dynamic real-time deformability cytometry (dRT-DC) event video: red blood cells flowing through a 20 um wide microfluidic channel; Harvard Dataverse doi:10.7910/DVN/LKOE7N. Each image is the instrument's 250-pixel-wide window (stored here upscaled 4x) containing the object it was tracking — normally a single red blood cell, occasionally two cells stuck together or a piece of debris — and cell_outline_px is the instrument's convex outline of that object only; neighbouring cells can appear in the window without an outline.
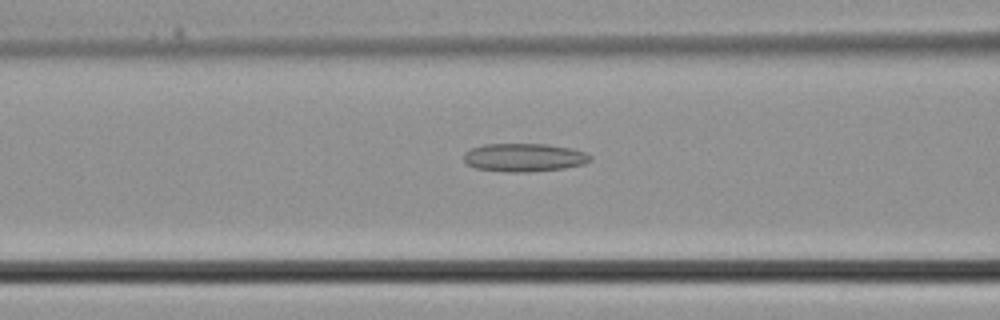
{"species": "common noctule bat (a hibernating species)", "species_latin": "Nyctalus noctula", "temperature_condition": "cold", "stored_images_in_passage": 27, "camera_frame_rate_fps": 3000, "um_per_image_px": 0.085, "animal": {"sex": "male", "body_mass_g": 21.5, "forearm_length_mm": 52.0}, "frame": {"image": 1, "passage_image": 5, "time_ms": 1.333, "image_size_px": [1000, 320], "cell_outline_px": [[592, 160], [584, 164], [564, 168], [528, 172], [508, 172], [476, 168], [468, 164], [464, 160], [464, 152], [472, 148], [484, 144], [548, 144], [572, 148], [588, 152], [592, 156]], "centroid_in_image_um": [44.6, 13.38], "position_along_channel_um": 122.0, "area_um2": 20.98}}
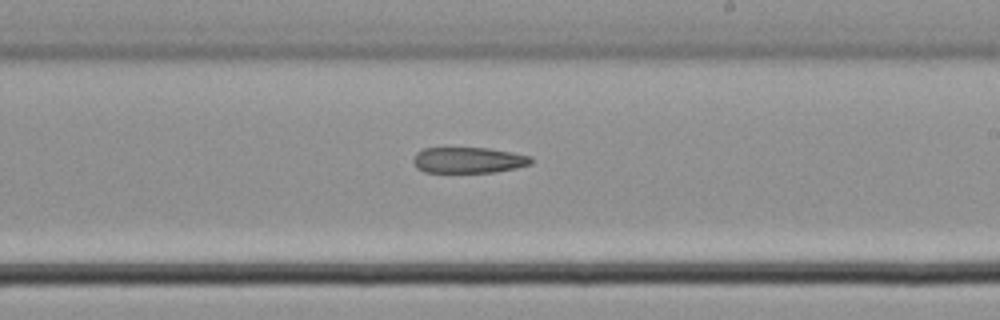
{"frame": {"image": 2, "passage_image": 12, "time_ms": 3.667, "image_size_px": [1000, 320], "cell_outline_px": [[532, 164], [516, 168], [496, 172], [424, 172], [416, 168], [412, 160], [416, 152], [424, 148], [488, 148], [512, 152], [532, 156]], "centroid_in_image_um": [39.82, 13.61], "position_along_channel_um": 249.2, "area_um2": 17.92}}
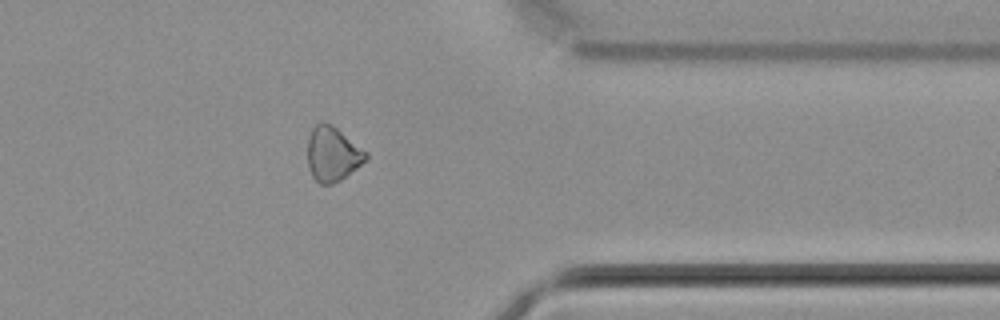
{"frame": {"image": 3, "passage_image": 20, "time_ms": 6.333, "image_size_px": [1000, 320], "cell_outline_px": [[368, 156], [356, 168], [340, 180], [332, 184], [320, 184], [312, 176], [308, 164], [308, 140], [312, 128], [320, 120], [324, 120], [332, 124], [368, 152]], "centroid_in_image_um": [28.25, 13.05], "position_along_channel_um": 383.1, "area_um2": 18.5}}